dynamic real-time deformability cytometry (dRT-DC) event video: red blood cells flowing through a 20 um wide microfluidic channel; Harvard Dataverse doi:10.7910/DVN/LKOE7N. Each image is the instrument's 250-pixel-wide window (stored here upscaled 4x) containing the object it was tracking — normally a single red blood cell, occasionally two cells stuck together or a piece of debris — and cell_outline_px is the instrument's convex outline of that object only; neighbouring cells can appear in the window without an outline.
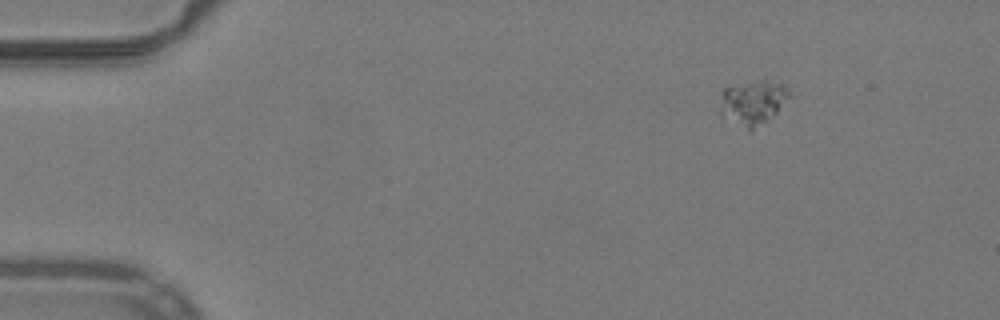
{"species": "common noctule bat (a hibernating species)", "species_latin": "Nyctalus noctula", "temperature_condition": "warm", "stored_images_in_passage": 47, "camera_frame_rate_fps": 3000, "um_per_image_px": 0.085, "animal": {"sex": "male", "body_mass_g": 19.2, "forearm_length_mm": 51.8}, "frame": {"image": 1, "passage_image": 1, "time_ms": 0.0, "image_size_px": [1000, 320], "cell_outline_px": [[792, 96], [768, 120], [752, 132], [748, 132], [720, 116], [720, 108], [724, 88], [764, 76], [788, 88]], "centroid_in_image_um": [64.01, 8.71], "position_along_channel_um": 21.0, "area_um2": 18.79}}
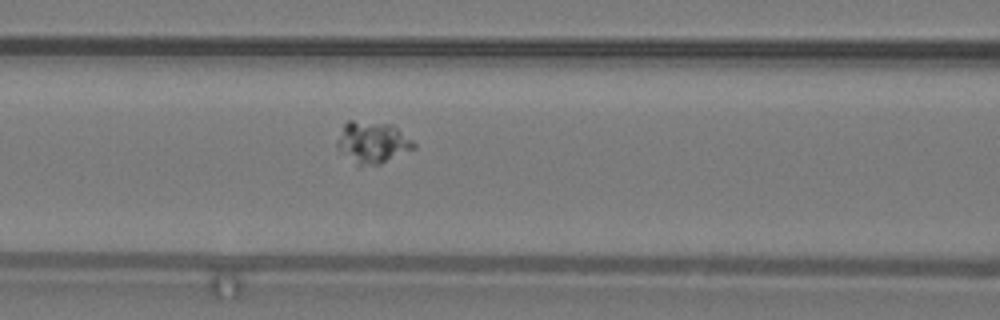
{"frame": {"image": 2, "passage_image": 17, "time_ms": 5.333, "image_size_px": [1000, 320], "cell_outline_px": [[416, 148], [380, 164], [356, 164], [336, 144], [336, 140], [344, 124], [348, 120], [352, 120], [392, 124], [412, 140], [416, 144]], "centroid_in_image_um": [31.69, 12.07], "position_along_channel_um": 134.9, "area_um2": 18.21}}
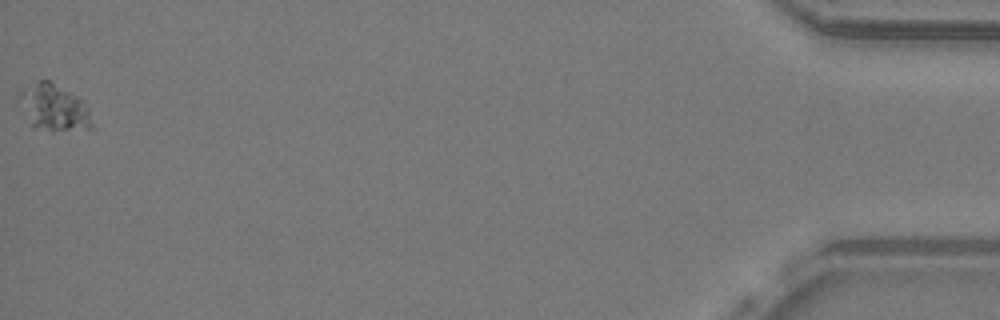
{"frame": {"image": 3, "passage_image": 47, "time_ms": 15.333, "image_size_px": [1000, 320], "cell_outline_px": [[96, 128], [52, 132], [32, 128], [20, 96], [20, 92], [40, 80], [48, 80], [80, 96], [84, 100], [88, 108]], "centroid_in_image_um": [4.71, 9.2], "position_along_channel_um": 430.5, "area_um2": 19.77}}